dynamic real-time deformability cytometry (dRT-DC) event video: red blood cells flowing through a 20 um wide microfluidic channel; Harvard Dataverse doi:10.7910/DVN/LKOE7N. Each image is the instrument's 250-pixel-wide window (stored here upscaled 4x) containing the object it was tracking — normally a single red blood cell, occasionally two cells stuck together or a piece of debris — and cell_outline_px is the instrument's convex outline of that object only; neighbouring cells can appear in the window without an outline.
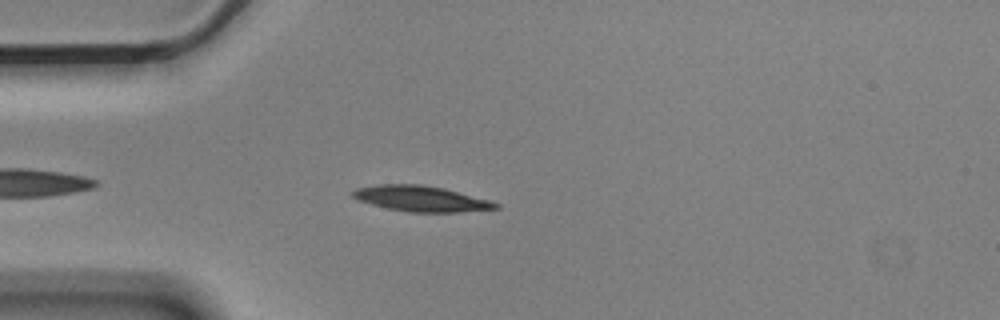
{"species": "Egyptian fruit bat (a non-hibernating species)", "species_latin": "Rousettus aegyptiacus", "temperature_condition": "cold", "stored_images_in_passage": 47, "camera_frame_rate_fps": 3000, "um_per_image_px": 0.085, "animal": {"sex": "male"}, "frame": {"image": 1, "passage_image": 6, "time_ms": 1.667, "image_size_px": [1000, 320], "cell_outline_px": [[500, 208], [460, 212], [408, 212], [388, 208], [356, 200], [352, 196], [352, 192], [356, 188], [376, 184], [424, 184], [444, 188], [488, 200], [500, 204]], "centroid_in_image_um": [35.76, 16.88], "position_along_channel_um": 49.2, "area_um2": 21.33}}
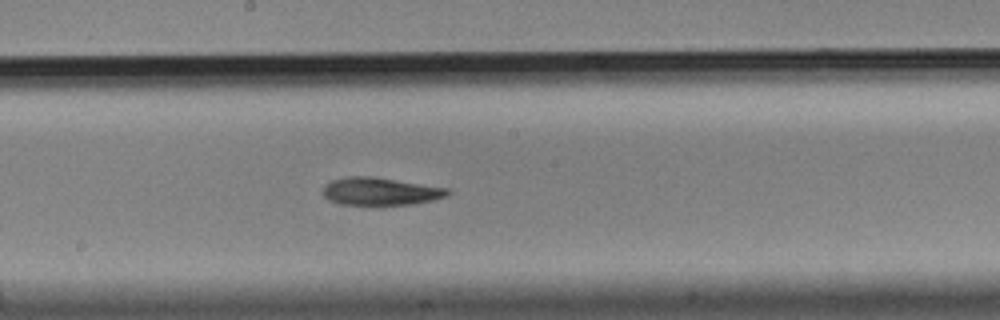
{"frame": {"image": 2, "passage_image": 21, "time_ms": 6.667, "image_size_px": [1000, 320], "cell_outline_px": [[452, 192], [448, 196], [432, 200], [412, 204], [372, 208], [340, 204], [328, 200], [320, 192], [324, 184], [332, 180], [348, 176], [372, 176], [448, 188]], "centroid_in_image_um": [32.27, 16.31], "position_along_channel_um": 215.9, "area_um2": 21.21}}
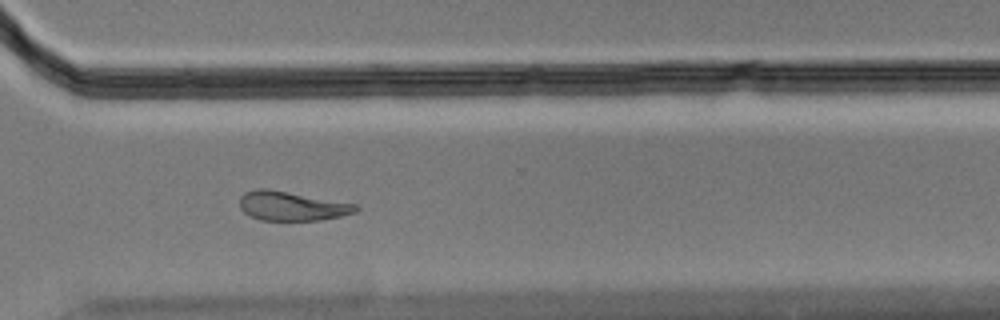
{"frame": {"image": 3, "passage_image": 32, "time_ms": 10.333, "image_size_px": [1000, 320], "cell_outline_px": [[360, 208], [356, 212], [340, 216], [320, 220], [260, 220], [244, 212], [240, 208], [240, 196], [244, 192], [256, 188], [268, 188], [356, 204]], "centroid_in_image_um": [24.78, 17.5], "position_along_channel_um": 345.8, "area_um2": 19.77}, "authors_computed_cell_mechanics": {"area_um2": 20.7502, "velocity_mm_per_s": 3.5581, "shape_relaxation_time_tau1_ms": 4.2814, "shape_relaxation_time_tau2_ms": null, "deformation_change_tau1": 0.1386, "deformation_change_tau2": null}}